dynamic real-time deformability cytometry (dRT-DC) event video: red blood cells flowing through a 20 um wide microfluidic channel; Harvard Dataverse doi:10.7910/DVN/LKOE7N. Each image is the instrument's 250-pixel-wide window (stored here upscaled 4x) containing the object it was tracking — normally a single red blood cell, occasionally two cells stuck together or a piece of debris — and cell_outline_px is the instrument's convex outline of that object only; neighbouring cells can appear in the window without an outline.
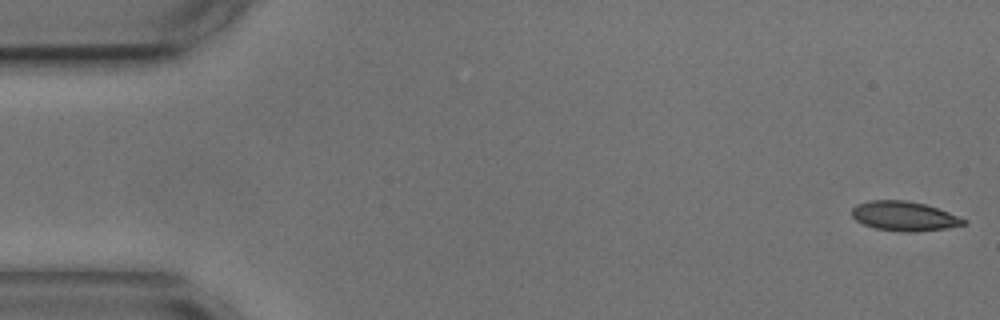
{"species": "common noctule bat (a hibernating species)", "species_latin": "Nyctalus noctula", "temperature_condition": "cold", "stored_images_in_passage": 55, "camera_frame_rate_fps": 3000, "um_per_image_px": 0.085, "animal": {"sex": "male", "body_mass_g": 17.9, "forearm_length_mm": 54.2}, "frame": {"image": 1, "passage_image": 1, "time_ms": 0.0, "image_size_px": [1000, 320], "cell_outline_px": [[968, 224], [948, 228], [916, 232], [904, 232], [876, 228], [864, 224], [856, 220], [852, 216], [852, 208], [856, 204], [872, 200], [904, 200], [924, 204], [948, 212], [968, 220]], "centroid_in_image_um": [76.88, 18.38], "position_along_channel_um": 8.1, "area_um2": 19.19}}
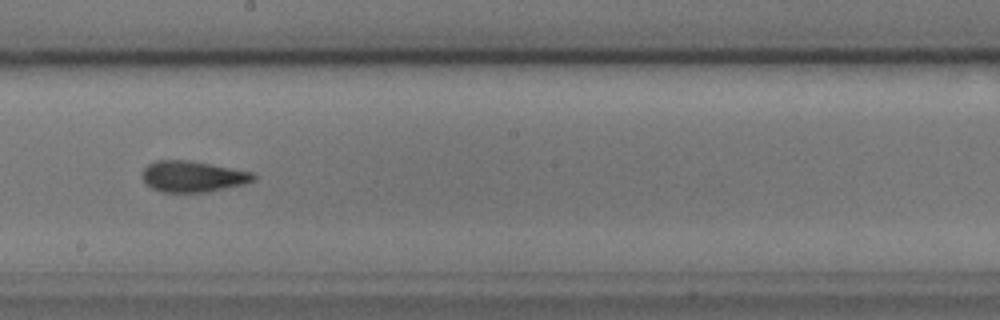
{"frame": {"image": 2, "passage_image": 30, "time_ms": 9.667, "image_size_px": [1000, 320], "cell_outline_px": [[256, 180], [244, 184], [208, 192], [160, 192], [144, 184], [140, 176], [144, 168], [148, 164], [156, 160], [188, 160], [256, 172]], "centroid_in_image_um": [16.38, 15.0], "position_along_channel_um": 231.8, "area_um2": 20.52}}
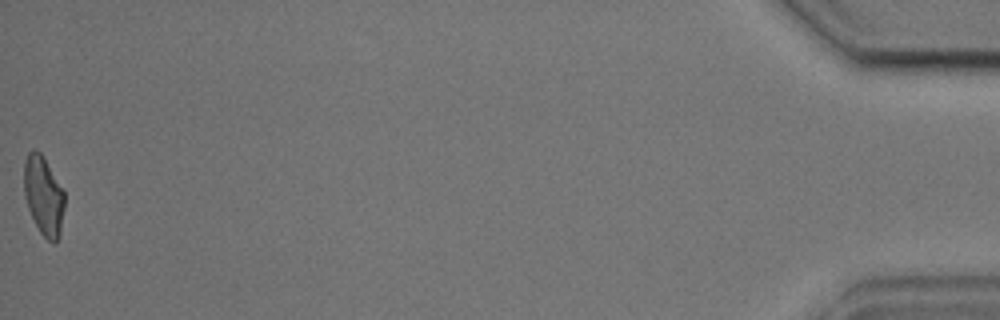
{"frame": {"image": 3, "passage_image": 55, "time_ms": 18.0, "image_size_px": [1000, 320], "cell_outline_px": [[64, 208], [60, 236], [52, 244], [40, 232], [28, 208], [24, 196], [24, 160], [28, 152], [32, 148], [36, 148], [40, 152], [64, 188]], "centroid_in_image_um": [3.71, 16.6], "position_along_channel_um": 431.5, "area_um2": 18.9}, "authors_computed_cell_mechanics": {"area_um2": 19.7676, "velocity_mm_per_s": 3.5944, "shape_relaxation_time_tau1_ms": 7.6114, "shape_relaxation_time_tau2_ms": 2.638, "deformation_change_tau1": 0.1664, "deformation_change_tau2": 0.0894}}